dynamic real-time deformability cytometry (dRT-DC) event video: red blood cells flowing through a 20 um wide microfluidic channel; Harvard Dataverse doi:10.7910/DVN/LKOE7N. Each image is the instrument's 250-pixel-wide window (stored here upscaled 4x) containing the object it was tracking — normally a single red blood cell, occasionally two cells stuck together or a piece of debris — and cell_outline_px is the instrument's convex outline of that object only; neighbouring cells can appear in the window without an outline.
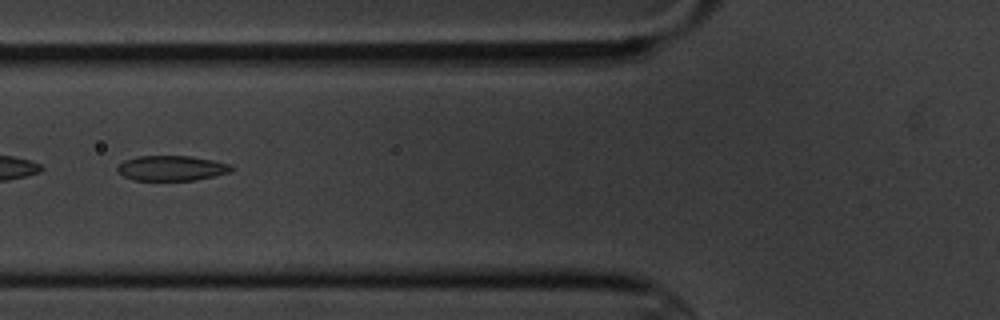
{"species": "common noctule bat (a hibernating species)", "species_latin": "Nyctalus noctula", "temperature_condition": "cold", "stored_images_in_passage": 4, "camera_frame_rate_fps": 3000, "um_per_image_px": 0.085, "animal": {"sex": "male", "body_mass_g": 20.1, "forearm_length_mm": 53.5}, "frame": {"image": 1, "passage_image": 2, "time_ms": 1.333, "image_size_px": [1000, 320], "cell_outline_px": [[236, 168], [232, 172], [196, 180], [132, 180], [116, 172], [116, 168], [124, 160], [136, 156], [192, 156], [232, 164]], "centroid_in_image_um": [14.61, 14.29], "position_along_channel_um": 111.2, "area_um2": 16.94}}